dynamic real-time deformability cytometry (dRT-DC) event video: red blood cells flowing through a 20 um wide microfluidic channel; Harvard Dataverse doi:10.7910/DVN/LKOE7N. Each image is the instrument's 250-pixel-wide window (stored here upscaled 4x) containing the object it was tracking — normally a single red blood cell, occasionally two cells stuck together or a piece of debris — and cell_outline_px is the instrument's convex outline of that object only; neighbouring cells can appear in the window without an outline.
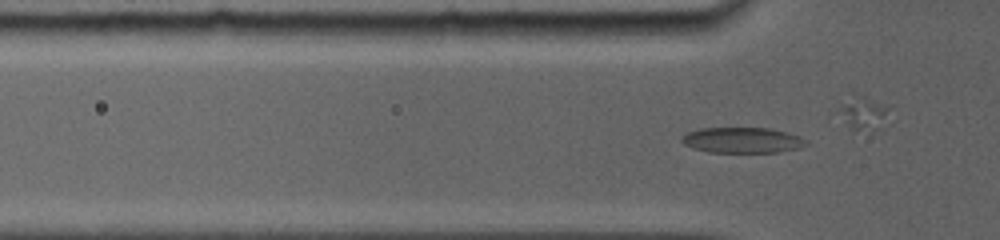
{"species": "common noctule bat (a hibernating species)", "species_latin": "Nyctalus noctula", "temperature_condition": "room temperature", "stored_images_in_passage": 5, "camera_frame_rate_fps": 5000, "um_per_image_px": 0.085, "animal": {"sex": "female", "body_mass_g": 19.0, "forearm_length_mm": 56.7}, "frame": {"image": 1, "passage_image": 2, "time_ms": 0.2, "image_size_px": [1000, 240], "cell_outline_px": [[808, 144], [800, 148], [780, 152], [708, 152], [692, 148], [684, 144], [680, 140], [688, 132], [700, 128], [768, 128], [800, 136]], "centroid_in_image_um": [63.08, 11.92], "position_along_channel_um": 62.7, "area_um2": 18.44}}